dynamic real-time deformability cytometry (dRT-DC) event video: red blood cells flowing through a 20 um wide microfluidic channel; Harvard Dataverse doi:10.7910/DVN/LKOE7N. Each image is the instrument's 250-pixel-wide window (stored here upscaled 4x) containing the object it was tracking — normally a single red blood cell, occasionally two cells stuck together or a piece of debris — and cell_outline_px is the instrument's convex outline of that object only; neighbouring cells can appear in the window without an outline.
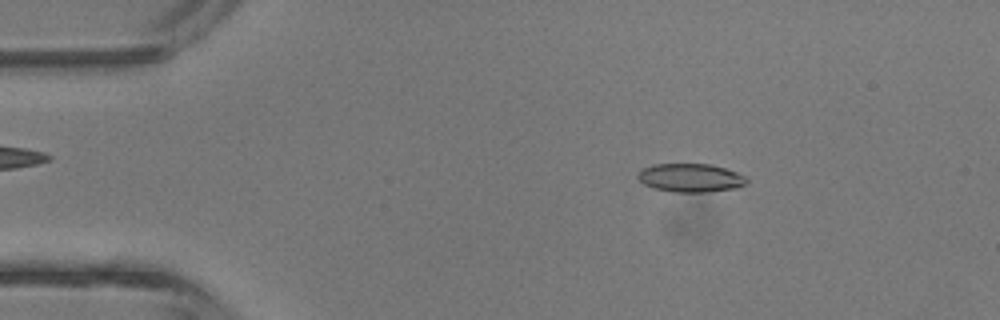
{"species": "common noctule bat (a hibernating species)", "species_latin": "Nyctalus noctula", "temperature_condition": "room temperature", "stored_images_in_passage": 42, "camera_frame_rate_fps": 3000, "um_per_image_px": 0.085, "animal": {"sex": "male", "body_mass_g": 13.3}, "frame": {"image": 1, "passage_image": 6, "time_ms": 1.667, "image_size_px": [1000, 320], "cell_outline_px": [[748, 180], [744, 184], [736, 188], [708, 192], [676, 192], [652, 188], [644, 184], [636, 176], [644, 168], [652, 164], [712, 164], [736, 172], [744, 176]], "centroid_in_image_um": [58.68, 15.11], "position_along_channel_um": 26.3, "area_um2": 17.98}}
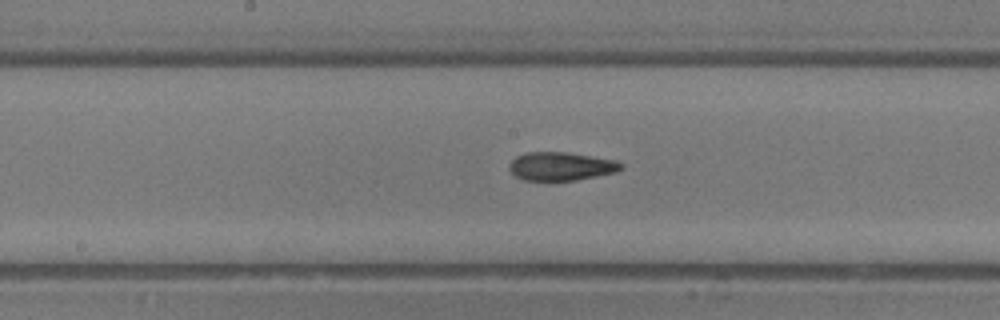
{"frame": {"image": 2, "passage_image": 21, "time_ms": 6.667, "image_size_px": [1000, 320], "cell_outline_px": [[624, 168], [616, 172], [576, 180], [524, 180], [516, 176], [508, 168], [508, 164], [516, 156], [524, 152], [568, 152], [616, 160], [624, 164]], "centroid_in_image_um": [47.7, 14.12], "position_along_channel_um": 200.5, "area_um2": 18.61}}
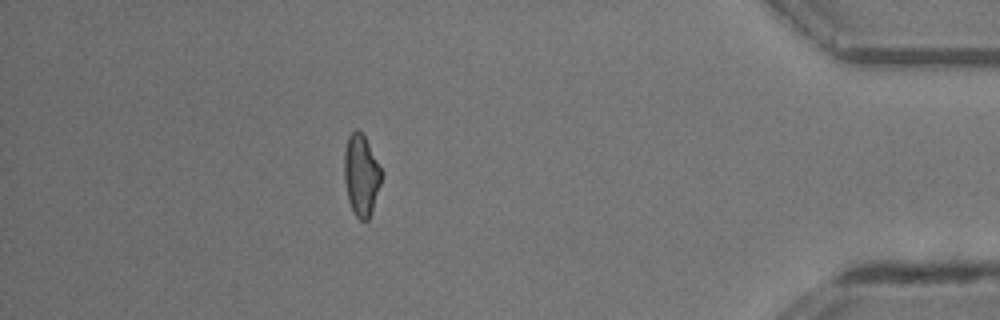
{"frame": {"image": 3, "passage_image": 37, "time_ms": 12.0, "image_size_px": [1000, 320], "cell_outline_px": [[384, 172], [372, 212], [368, 220], [360, 220], [356, 216], [348, 200], [344, 180], [344, 152], [348, 136], [356, 128], [364, 136]], "centroid_in_image_um": [30.71, 14.89], "position_along_channel_um": 404.5, "area_um2": 17.74}, "authors_computed_cell_mechanics": {"area_um2": 18.1492, "velocity_mm_per_s": 4.7551, "shape_relaxation_time_tau1_ms": null, "shape_relaxation_time_tau2_ms": 1.5751, "deformation_change_tau1": null, "deformation_change_tau2": 0.0964}}